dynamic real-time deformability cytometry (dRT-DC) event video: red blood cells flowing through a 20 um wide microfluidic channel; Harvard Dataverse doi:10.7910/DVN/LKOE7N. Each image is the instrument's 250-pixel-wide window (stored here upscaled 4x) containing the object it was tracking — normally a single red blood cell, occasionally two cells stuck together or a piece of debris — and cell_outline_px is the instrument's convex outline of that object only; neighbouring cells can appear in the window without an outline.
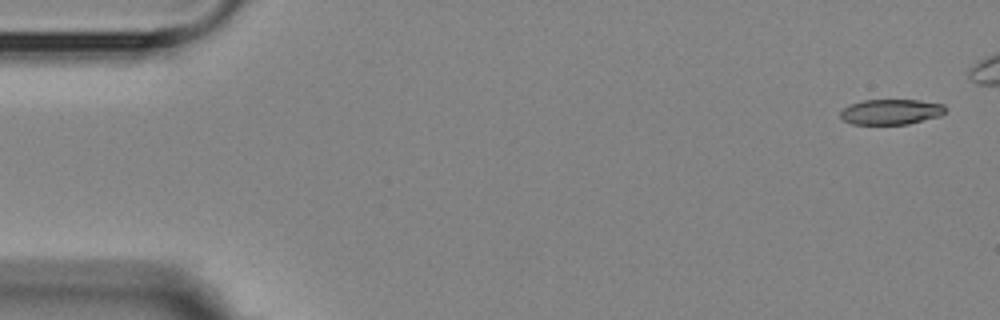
{"species": "Egyptian fruit bat (a non-hibernating species)", "species_latin": "Rousettus aegyptiacus", "temperature_condition": "room temperature", "stored_images_in_passage": 6, "camera_frame_rate_fps": 3000, "um_per_image_px": 0.085, "animal": {"sex": "female"}, "frame": {"image": 1, "passage_image": 1, "time_ms": 0.0, "image_size_px": [1000, 320], "cell_outline_px": [[948, 112], [940, 116], [908, 124], [852, 124], [844, 120], [840, 116], [840, 112], [848, 104], [864, 100], [920, 100], [944, 104], [948, 108]], "centroid_in_image_um": [75.78, 9.5], "position_along_channel_um": 9.2, "area_um2": 15.72}}